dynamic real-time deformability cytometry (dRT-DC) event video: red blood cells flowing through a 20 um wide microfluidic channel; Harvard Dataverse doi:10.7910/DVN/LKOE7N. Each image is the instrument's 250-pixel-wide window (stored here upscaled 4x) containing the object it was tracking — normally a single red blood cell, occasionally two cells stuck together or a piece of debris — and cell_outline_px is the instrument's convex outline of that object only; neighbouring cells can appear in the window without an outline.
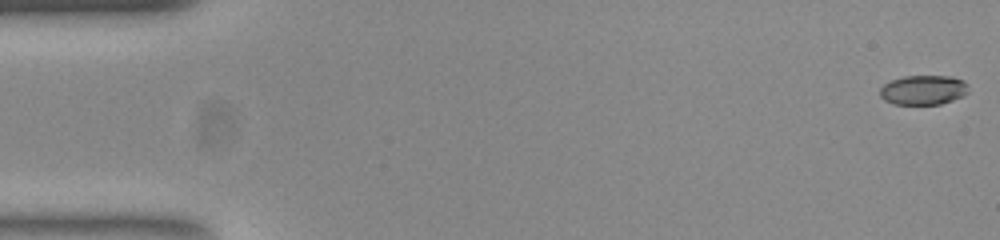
{"species": "common noctule bat (a hibernating species)", "species_latin": "Nyctalus noctula", "temperature_condition": "room temperature", "stored_images_in_passage": 52, "camera_frame_rate_fps": 3000, "um_per_image_px": 0.085, "animal": {"sex": "female", "body_mass_g": 23.0, "forearm_length_mm": 53.4}, "frame": {"image": 1, "passage_image": 1, "time_ms": 0.0, "image_size_px": [1000, 240], "cell_outline_px": [[968, 92], [952, 100], [940, 104], [896, 104], [884, 100], [880, 96], [880, 88], [884, 84], [892, 80], [904, 76], [948, 76], [964, 80], [968, 84]], "centroid_in_image_um": [78.48, 7.64], "position_along_channel_um": 6.5, "area_um2": 15.14}}
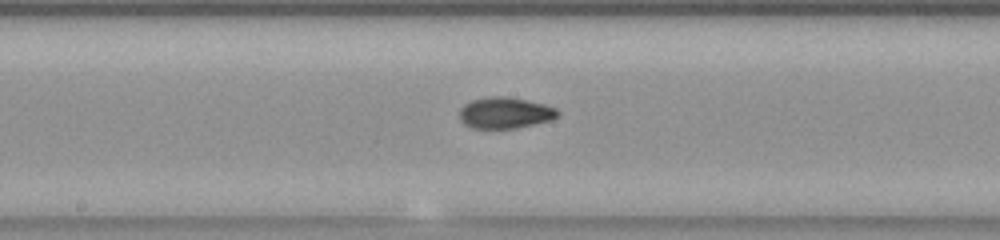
{"frame": {"image": 2, "passage_image": 28, "time_ms": 9.0, "image_size_px": [1000, 240], "cell_outline_px": [[560, 112], [556, 116], [548, 120], [516, 128], [472, 128], [464, 124], [460, 120], [460, 108], [464, 104], [472, 100], [492, 96], [504, 96], [544, 104], [556, 108]], "centroid_in_image_um": [42.88, 9.59], "position_along_channel_um": 205.3, "area_um2": 17.57}}
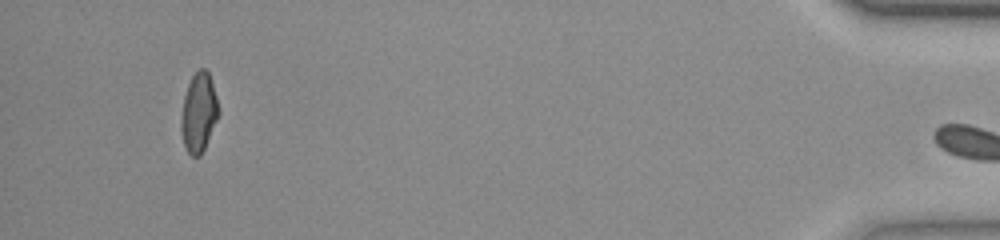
{"frame": {"image": 3, "passage_image": 51, "time_ms": 16.667, "image_size_px": [1000, 240], "cell_outline_px": [[220, 112], [204, 148], [200, 156], [192, 156], [188, 152], [184, 144], [180, 128], [180, 120], [184, 96], [188, 84], [192, 76], [200, 68], [204, 68], [208, 72], [216, 96]], "centroid_in_image_um": [16.88, 9.56], "position_along_channel_um": 418.3, "area_um2": 17.05}, "authors_computed_cell_mechanics": {"area_um2": 17.1955, "velocity_mm_per_s": 3.8015, "shape_relaxation_time_tau1_ms": 4.5221, "shape_relaxation_time_tau2_ms": 1.7292, "deformation_change_tau1": 0.182, "deformation_change_tau2": 0.0668}}